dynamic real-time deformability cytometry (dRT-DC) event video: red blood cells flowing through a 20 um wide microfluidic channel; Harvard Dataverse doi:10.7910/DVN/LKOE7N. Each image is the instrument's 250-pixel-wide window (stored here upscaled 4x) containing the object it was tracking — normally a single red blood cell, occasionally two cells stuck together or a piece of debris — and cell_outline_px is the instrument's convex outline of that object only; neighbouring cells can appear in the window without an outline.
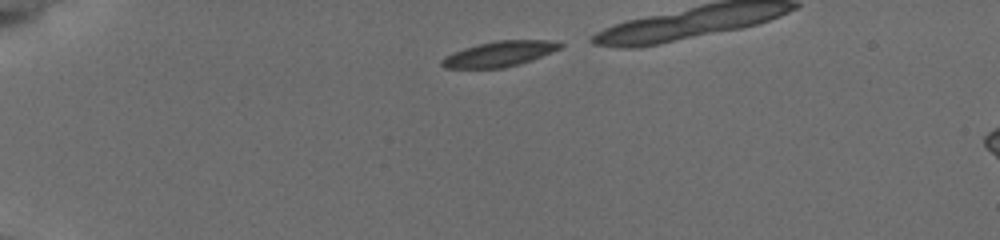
{"species": "common noctule bat (a hibernating species)", "species_latin": "Nyctalus noctula", "temperature_condition": "cold", "stored_images_in_passage": 11, "segment_of_instrument_passage": [1, 2], "camera_frame_rate_fps": 3000, "um_per_image_px": 0.085, "animal": {"sex": "female", "body_mass_g": 19.5, "forearm_length_mm": 54.1}, "frame": {"image": 1, "passage_image": 1, "time_ms": 0.0, "image_size_px": [1000, 240], "cell_outline_px": [[564, 44], [560, 48], [552, 52], [532, 60], [504, 68], [444, 68], [440, 64], [440, 60], [444, 56], [464, 48], [496, 40], [548, 40]], "centroid_in_image_um": [42.42, 4.59], "position_along_channel_um": 42.6, "area_um2": 17.4}}
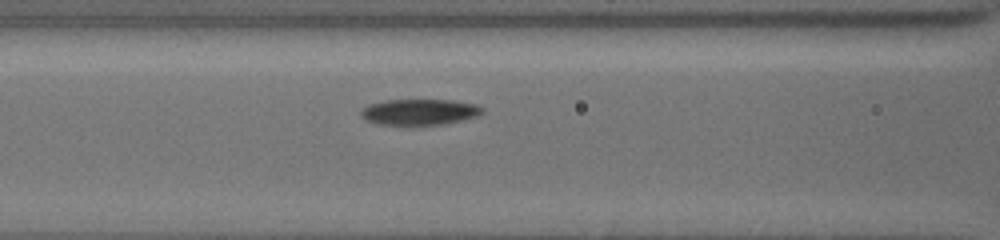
{"frame": {"image": 2, "passage_image": 10, "time_ms": 3.667, "image_size_px": [1000, 240], "cell_outline_px": [[484, 112], [476, 116], [444, 124], [380, 124], [368, 120], [360, 112], [368, 104], [388, 100], [452, 100], [476, 104], [484, 108]], "centroid_in_image_um": [35.71, 9.5], "position_along_channel_um": 130.9, "area_um2": 17.92}}